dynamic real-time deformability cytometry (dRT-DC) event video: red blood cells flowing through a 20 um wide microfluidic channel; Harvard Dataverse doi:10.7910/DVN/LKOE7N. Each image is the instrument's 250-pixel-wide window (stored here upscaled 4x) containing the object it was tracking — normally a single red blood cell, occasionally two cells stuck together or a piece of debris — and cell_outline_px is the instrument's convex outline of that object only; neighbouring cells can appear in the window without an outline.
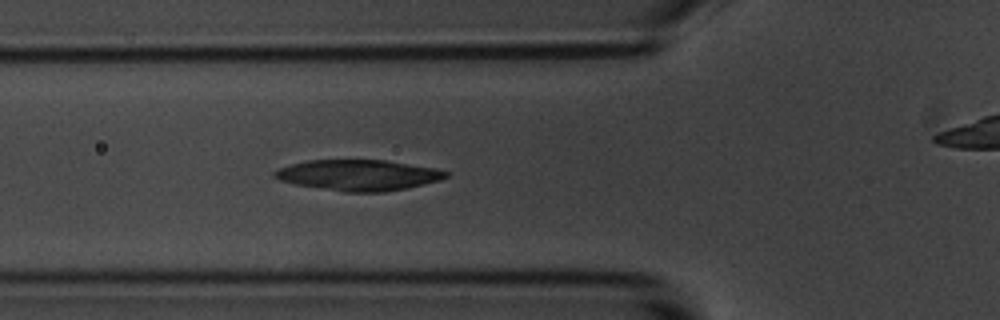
{"species": "common noctule bat (a hibernating species)", "species_latin": "Nyctalus noctula", "temperature_condition": "room temperature", "stored_images_in_passage": 48, "camera_frame_rate_fps": 3000, "um_per_image_px": 0.085, "animal": {"sex": "male", "body_mass_g": 20.1, "forearm_length_mm": 53.5}, "frame": {"image": 1, "passage_image": 19, "time_ms": 6.0, "image_size_px": [1000, 320], "cell_outline_px": [[448, 176], [440, 180], [408, 188], [384, 192], [344, 192], [296, 184], [280, 180], [272, 176], [272, 172], [276, 168], [308, 160], [384, 160], [436, 168], [448, 172]], "centroid_in_image_um": [30.45, 14.88], "position_along_channel_um": 95.3, "area_um2": 30.75}}
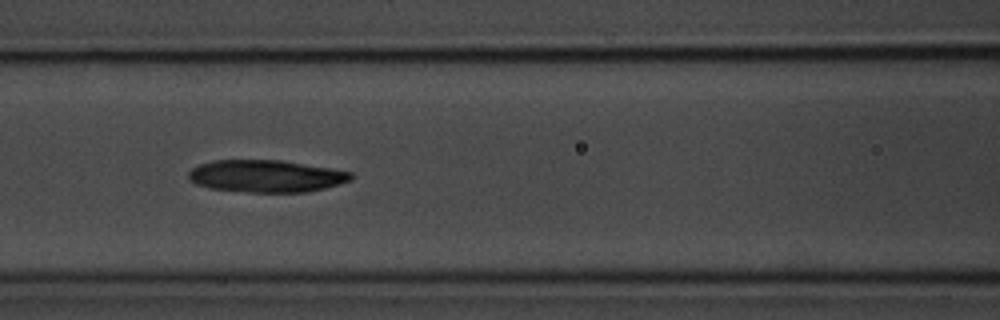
{"frame": {"image": 2, "passage_image": 23, "time_ms": 7.333, "image_size_px": [1000, 320], "cell_outline_px": [[352, 180], [324, 188], [308, 192], [248, 192], [208, 188], [196, 184], [188, 180], [188, 172], [192, 168], [200, 164], [212, 160], [280, 160], [352, 172]], "centroid_in_image_um": [22.57, 14.97], "position_along_channel_um": 144.0, "area_um2": 30.46}}
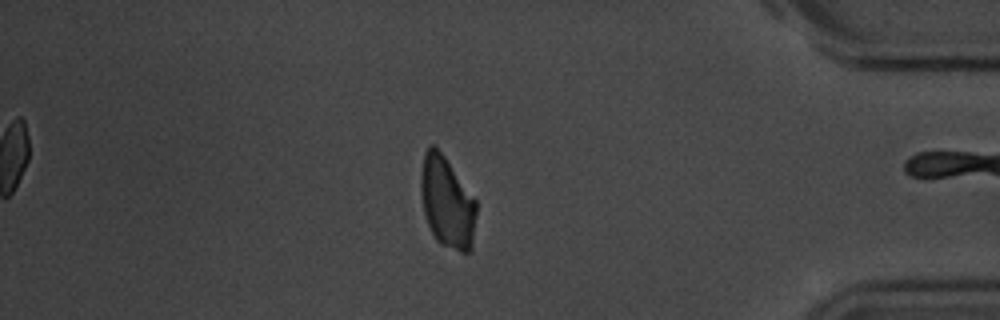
{"frame": {"image": 3, "passage_image": 47, "time_ms": 15.333, "image_size_px": [1000, 320], "cell_outline_px": [[476, 216], [472, 248], [468, 252], [460, 252], [440, 244], [436, 240], [424, 216], [420, 192], [420, 176], [424, 152], [428, 144], [432, 144], [444, 156], [476, 200]], "centroid_in_image_um": [37.98, 17.21], "position_along_channel_um": 397.2, "area_um2": 29.65}}